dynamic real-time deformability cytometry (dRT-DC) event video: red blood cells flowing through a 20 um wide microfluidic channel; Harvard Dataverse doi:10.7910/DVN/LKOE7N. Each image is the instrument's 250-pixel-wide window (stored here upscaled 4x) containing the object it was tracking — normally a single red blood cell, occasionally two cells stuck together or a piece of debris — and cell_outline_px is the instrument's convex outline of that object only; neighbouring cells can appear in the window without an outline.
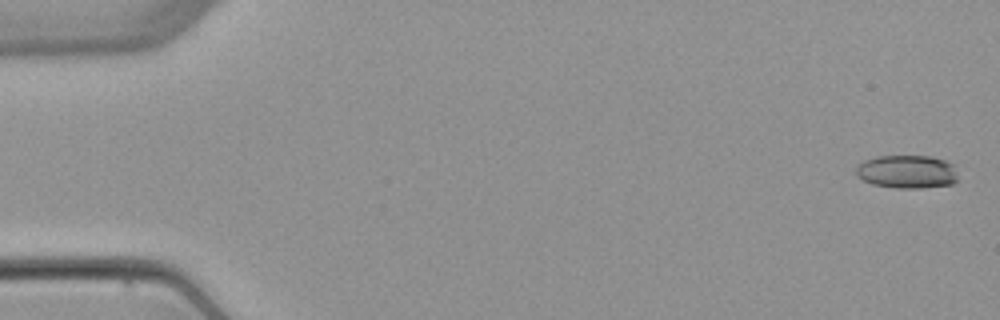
{"species": "common noctule bat (a hibernating species)", "species_latin": "Nyctalus noctula", "temperature_condition": "warm", "stored_images_in_passage": 7, "camera_frame_rate_fps": 3000, "um_per_image_px": 0.085, "animal": {"sex": "female", "body_mass_g": 22.7, "forearm_length_mm": 54.2}, "frame": {"image": 1, "passage_image": 1, "time_ms": 0.0, "image_size_px": [1000, 320], "cell_outline_px": [[956, 180], [952, 184], [920, 188], [896, 188], [872, 184], [856, 176], [856, 168], [864, 160], [876, 156], [932, 156], [944, 160], [952, 164], [956, 176]], "centroid_in_image_um": [77.06, 14.59], "position_along_channel_um": 7.9, "area_um2": 19.65}}
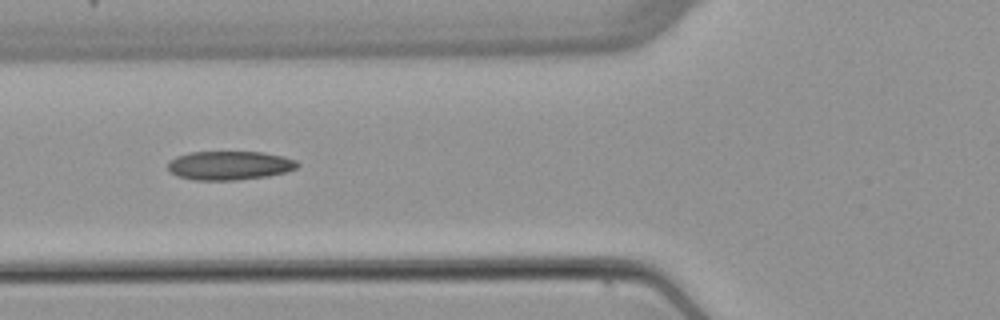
{"frame": {"image": 2, "passage_image": 6, "time_ms": 6.333, "image_size_px": [1000, 320], "cell_outline_px": [[300, 164], [296, 168], [284, 172], [268, 176], [236, 180], [196, 180], [176, 176], [168, 168], [168, 160], [176, 156], [188, 152], [264, 152], [284, 156], [296, 160]], "centroid_in_image_um": [19.5, 14.05], "position_along_channel_um": 106.3, "area_um2": 21.91}}
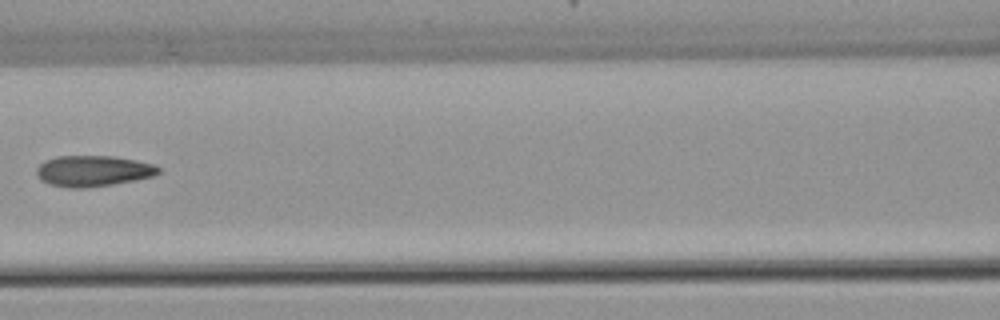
{"frame": {"image": 3, "passage_image": 7, "time_ms": 7.667, "image_size_px": [1000, 320], "cell_outline_px": [[160, 172], [152, 176], [136, 180], [88, 188], [68, 188], [48, 184], [40, 180], [36, 172], [36, 168], [44, 160], [56, 156], [112, 156], [136, 160], [156, 164], [160, 168]], "centroid_in_image_um": [7.89, 14.53], "position_along_channel_um": 158.7, "area_um2": 22.2}}